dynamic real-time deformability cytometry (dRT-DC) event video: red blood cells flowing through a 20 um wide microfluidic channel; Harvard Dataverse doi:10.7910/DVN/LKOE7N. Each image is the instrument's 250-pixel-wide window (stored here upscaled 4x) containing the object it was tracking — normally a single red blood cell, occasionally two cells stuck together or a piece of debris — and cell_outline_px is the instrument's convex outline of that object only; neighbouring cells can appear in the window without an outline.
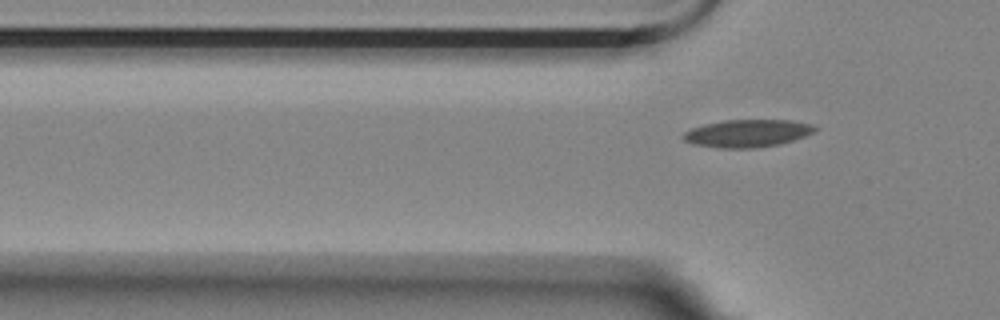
{"species": "Egyptian fruit bat (a non-hibernating species)", "species_latin": "Rousettus aegyptiacus", "temperature_condition": "room temperature", "stored_images_in_passage": 2, "camera_frame_rate_fps": 3000, "um_per_image_px": 0.085, "animal": {"sex": "female"}, "frame": {"image": 1, "passage_image": 2, "time_ms": 2.0, "image_size_px": [1000, 320], "cell_outline_px": [[820, 128], [804, 136], [780, 144], [756, 148], [720, 148], [692, 144], [684, 140], [680, 136], [684, 132], [692, 128], [704, 124], [724, 120], [792, 120], [812, 124]], "centroid_in_image_um": [63.51, 11.33], "position_along_channel_um": 62.3, "area_um2": 21.27}}